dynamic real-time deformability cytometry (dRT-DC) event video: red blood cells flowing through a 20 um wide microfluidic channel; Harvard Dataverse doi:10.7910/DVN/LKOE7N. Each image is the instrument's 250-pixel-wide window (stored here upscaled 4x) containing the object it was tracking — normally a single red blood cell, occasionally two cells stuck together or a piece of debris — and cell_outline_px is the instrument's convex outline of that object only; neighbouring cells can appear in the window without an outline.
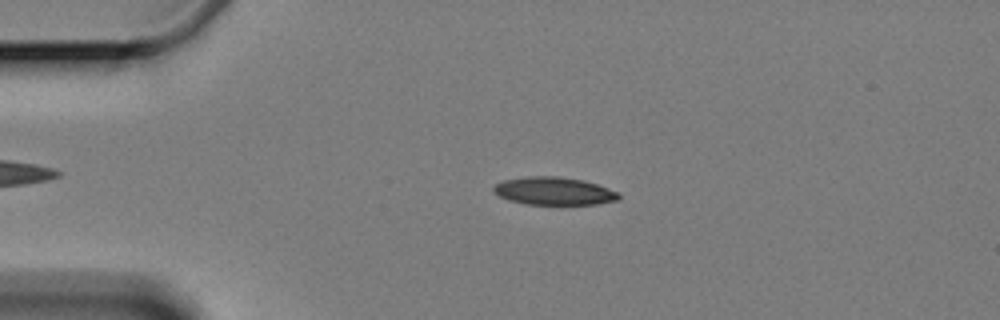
{"species": "Egyptian fruit bat (a non-hibernating species)", "species_latin": "Rousettus aegyptiacus", "temperature_condition": "cold", "stored_images_in_passage": 15, "camera_frame_rate_fps": 3000, "um_per_image_px": 0.085, "animal": {"sex": "female"}, "frame": {"image": 1, "passage_image": 3, "time_ms": 4.333, "image_size_px": [1000, 320], "cell_outline_px": [[620, 196], [616, 200], [596, 204], [528, 204], [512, 200], [500, 196], [492, 188], [496, 184], [504, 180], [528, 176], [560, 176], [584, 180], [620, 192]], "centroid_in_image_um": [47.12, 16.22], "position_along_channel_um": 37.9, "area_um2": 20.06}}
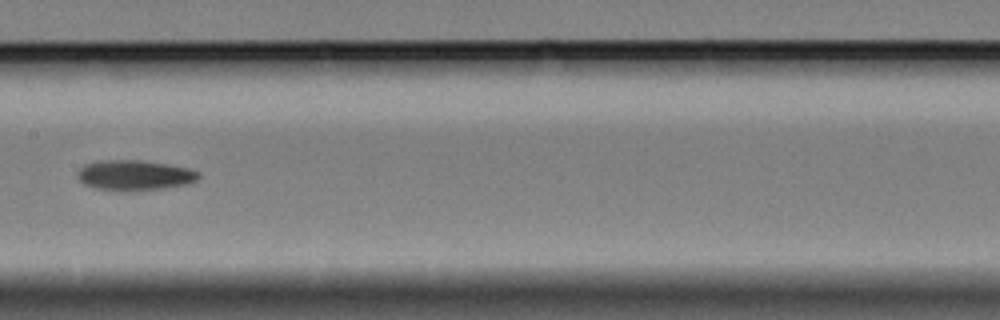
{"frame": {"image": 2, "passage_image": 8, "time_ms": 10.0, "image_size_px": [1000, 320], "cell_outline_px": [[200, 176], [196, 180], [188, 184], [164, 188], [132, 192], [128, 192], [96, 188], [84, 184], [80, 180], [80, 168], [88, 164], [100, 160], [140, 160], [188, 168], [200, 172]], "centroid_in_image_um": [11.48, 14.91], "position_along_channel_um": 195.9, "area_um2": 21.21}}
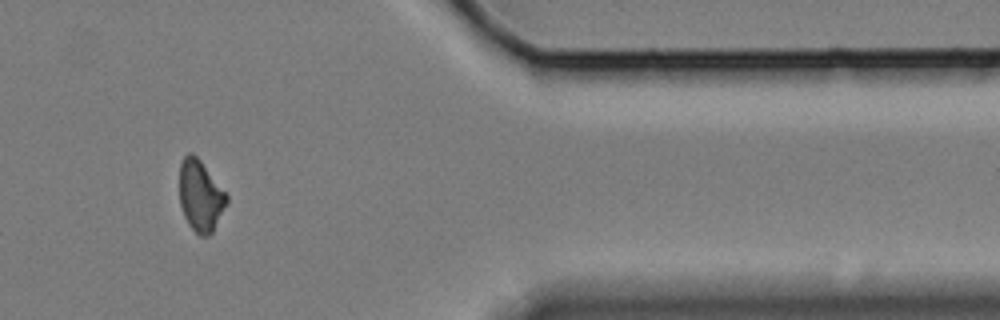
{"frame": {"image": 3, "passage_image": 13, "time_ms": 16.667, "image_size_px": [1000, 320], "cell_outline_px": [[228, 204], [212, 232], [208, 236], [200, 236], [188, 224], [184, 216], [180, 204], [180, 164], [184, 156], [188, 152], [192, 152], [200, 160], [228, 196]], "centroid_in_image_um": [17.04, 16.65], "position_along_channel_um": 394.4, "area_um2": 19.48}, "authors_computed_cell_mechanics": {"area_um2": 20.6346, "velocity_mm_per_s": 3.3533, "shape_relaxation_time_tau1_ms": 6.3055, "shape_relaxation_time_tau2_ms": null, "deformation_change_tau1": 0.1081, "deformation_change_tau2": null}}